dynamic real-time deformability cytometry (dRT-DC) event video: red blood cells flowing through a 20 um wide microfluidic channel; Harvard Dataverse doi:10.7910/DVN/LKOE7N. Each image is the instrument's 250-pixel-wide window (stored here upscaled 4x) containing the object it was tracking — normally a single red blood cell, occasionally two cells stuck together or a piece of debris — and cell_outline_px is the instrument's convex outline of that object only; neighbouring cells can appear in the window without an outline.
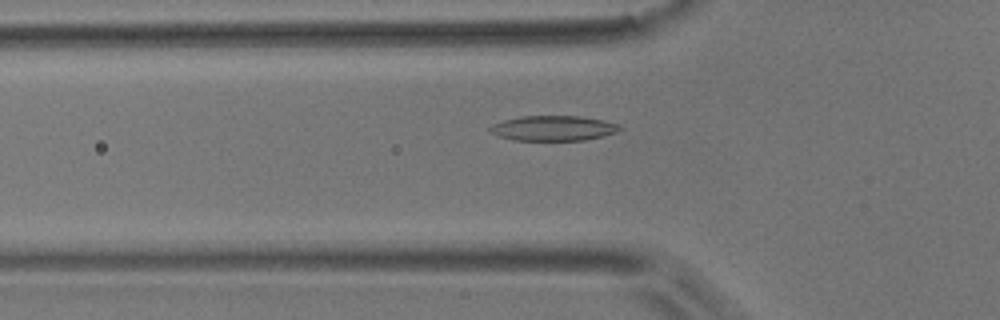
{"species": "common noctule bat (a hibernating species)", "species_latin": "Nyctalus noctula", "temperature_condition": "room temperature", "stored_images_in_passage": 53, "camera_frame_rate_fps": 3000, "um_per_image_px": 0.085, "animal": {"sex": "male", "body_mass_g": 17.9}, "frame": {"image": 1, "passage_image": 18, "time_ms": 5.667, "image_size_px": [1000, 320], "cell_outline_px": [[624, 128], [616, 132], [584, 140], [512, 140], [496, 136], [488, 128], [492, 124], [504, 120], [520, 116], [580, 116], [604, 120], [620, 124]], "centroid_in_image_um": [47.03, 10.89], "position_along_channel_um": 78.8, "area_um2": 19.02}}
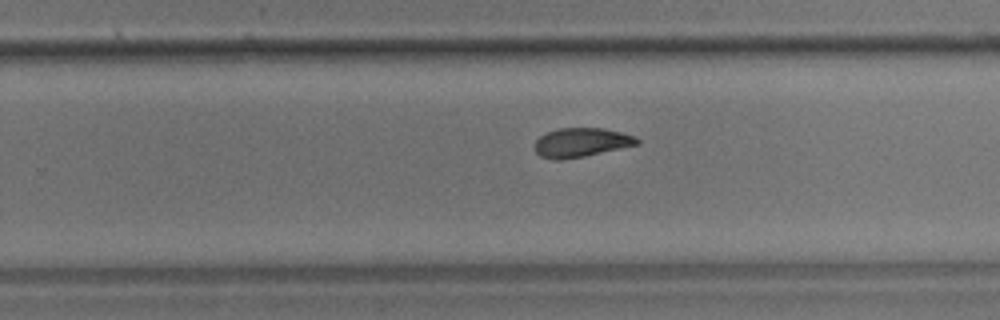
{"frame": {"image": 2, "passage_image": 34, "time_ms": 11.0, "image_size_px": [1000, 320], "cell_outline_px": [[640, 144], [584, 156], [564, 160], [556, 160], [540, 156], [536, 152], [536, 140], [540, 136], [556, 128], [604, 128], [620, 132], [632, 136], [640, 140]], "centroid_in_image_um": [49.4, 12.11], "position_along_channel_um": 280.4, "area_um2": 17.22}}
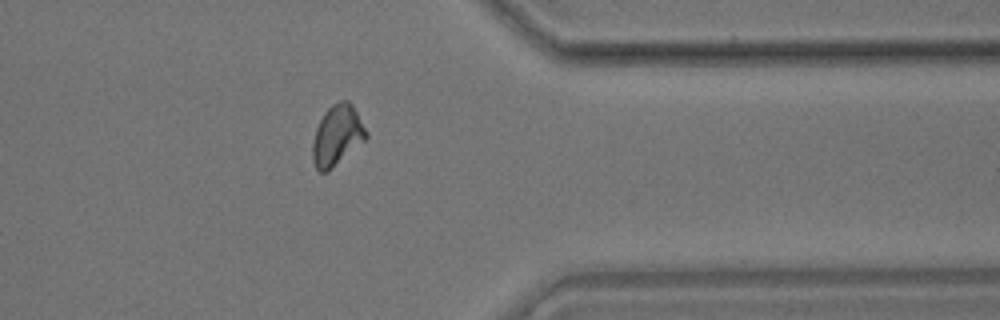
{"frame": {"image": 3, "passage_image": 43, "time_ms": 14.0, "image_size_px": [1000, 320], "cell_outline_px": [[368, 136], [364, 140], [328, 172], [320, 172], [316, 168], [312, 160], [312, 144], [316, 128], [324, 112], [332, 104], [340, 100], [348, 100], [352, 104], [368, 132]], "centroid_in_image_um": [28.64, 11.5], "position_along_channel_um": 382.8, "area_um2": 18.79}, "authors_computed_cell_mechanics": {"area_um2": 18.3226, "velocity_mm_per_s": 3.7671, "shape_relaxation_time_tau1_ms": 4.4568, "shape_relaxation_time_tau2_ms": 3.5203, "deformation_change_tau1": 0.1412, "deformation_change_tau2": 0.0928}}